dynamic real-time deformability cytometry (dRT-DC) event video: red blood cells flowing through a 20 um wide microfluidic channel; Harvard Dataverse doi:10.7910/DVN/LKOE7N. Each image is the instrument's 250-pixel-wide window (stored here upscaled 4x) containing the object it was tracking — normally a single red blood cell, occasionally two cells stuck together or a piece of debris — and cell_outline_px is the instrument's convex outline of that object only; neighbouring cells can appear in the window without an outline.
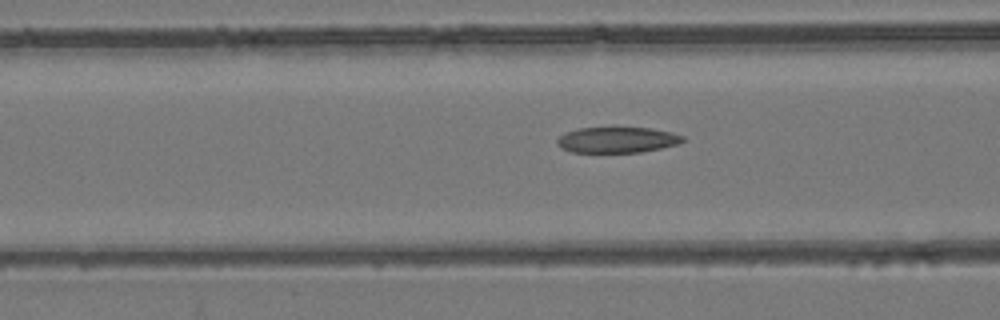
{"species": "common noctule bat (a hibernating species)", "species_latin": "Nyctalus noctula", "temperature_condition": "room temperature", "stored_images_in_passage": 53, "camera_frame_rate_fps": 3000, "um_per_image_px": 0.085, "animal": {"sex": "female", "body_mass_g": 24.6, "forearm_length_mm": 56.2}, "frame": {"image": 1, "passage_image": 21, "time_ms": 6.667, "image_size_px": [1000, 320], "cell_outline_px": [[688, 140], [680, 144], [640, 152], [572, 152], [560, 148], [556, 144], [556, 140], [560, 136], [576, 128], [612, 124], [616, 124], [652, 128], [672, 132], [684, 136]], "centroid_in_image_um": [52.48, 11.83], "position_along_channel_um": 114.1, "area_um2": 20.11}}
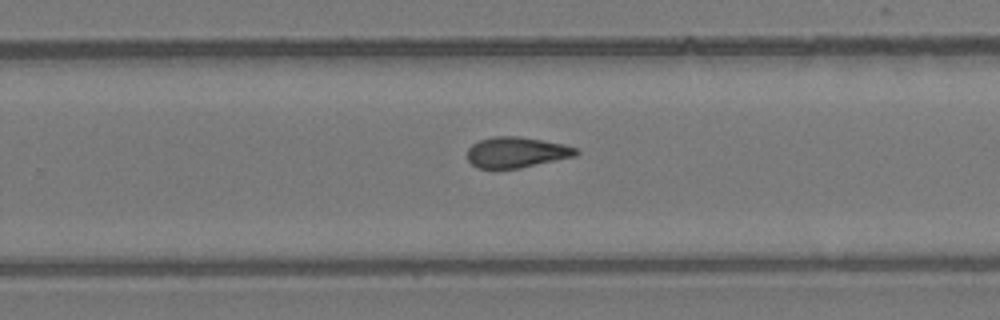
{"frame": {"image": 2, "passage_image": 34, "time_ms": 11.0, "image_size_px": [1000, 320], "cell_outline_px": [[580, 152], [576, 156], [520, 168], [476, 168], [468, 160], [468, 148], [472, 144], [480, 140], [492, 136], [516, 136], [564, 144], [576, 148]], "centroid_in_image_um": [43.9, 12.95], "position_along_channel_um": 285.9, "area_um2": 19.36}}
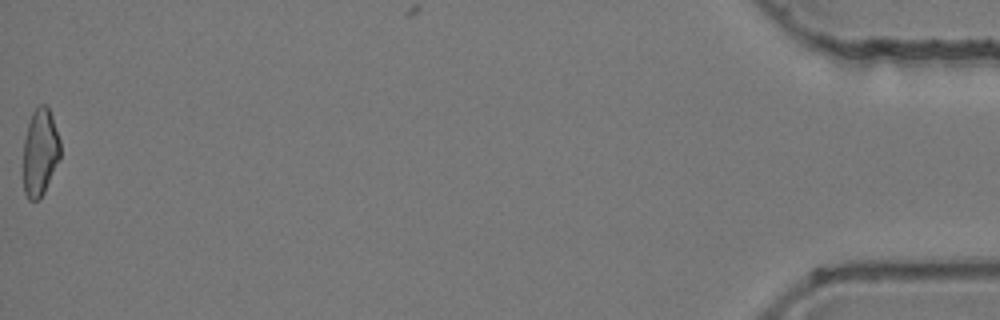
{"frame": {"image": 3, "passage_image": 53, "time_ms": 17.333, "image_size_px": [1000, 320], "cell_outline_px": [[60, 156], [44, 192], [36, 200], [28, 200], [24, 192], [24, 140], [28, 124], [32, 112], [40, 104], [44, 104], [48, 108], [52, 116], [60, 140]], "centroid_in_image_um": [3.4, 12.92], "position_along_channel_um": 431.8, "area_um2": 18.5}, "authors_computed_cell_mechanics": {"area_um2": 19.8832, "velocity_mm_per_s": 3.9571, "shape_relaxation_time_tau1_ms": null, "shape_relaxation_time_tau2_ms": 3.1822, "deformation_change_tau1": null, "deformation_change_tau2": 0.0995}}